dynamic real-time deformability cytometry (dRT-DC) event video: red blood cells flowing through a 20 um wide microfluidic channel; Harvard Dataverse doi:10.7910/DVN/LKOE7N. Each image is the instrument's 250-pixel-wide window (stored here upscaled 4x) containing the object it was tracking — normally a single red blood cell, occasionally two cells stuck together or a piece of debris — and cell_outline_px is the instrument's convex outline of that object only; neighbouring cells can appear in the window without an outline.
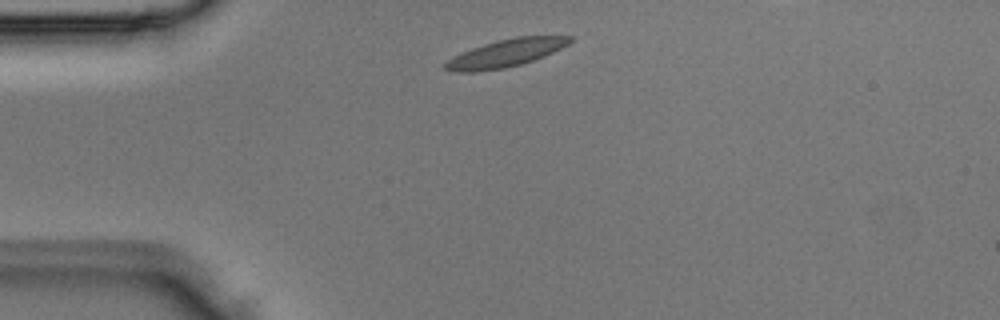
{"species": "Egyptian fruit bat (a non-hibernating species)", "species_latin": "Rousettus aegyptiacus", "temperature_condition": "room temperature", "stored_images_in_passage": 2, "camera_frame_rate_fps": 3000, "um_per_image_px": 0.085, "animal": {"sex": "male"}, "frame": {"image": 1, "passage_image": 1, "time_ms": 0.0, "image_size_px": [1000, 320], "cell_outline_px": [[576, 36], [568, 44], [544, 56], [520, 64], [504, 68], [472, 72], [456, 72], [444, 68], [444, 64], [452, 56], [472, 48], [496, 40], [516, 36]], "centroid_in_image_um": [42.98, 4.5], "position_along_channel_um": 42.0, "area_um2": 19.88}}